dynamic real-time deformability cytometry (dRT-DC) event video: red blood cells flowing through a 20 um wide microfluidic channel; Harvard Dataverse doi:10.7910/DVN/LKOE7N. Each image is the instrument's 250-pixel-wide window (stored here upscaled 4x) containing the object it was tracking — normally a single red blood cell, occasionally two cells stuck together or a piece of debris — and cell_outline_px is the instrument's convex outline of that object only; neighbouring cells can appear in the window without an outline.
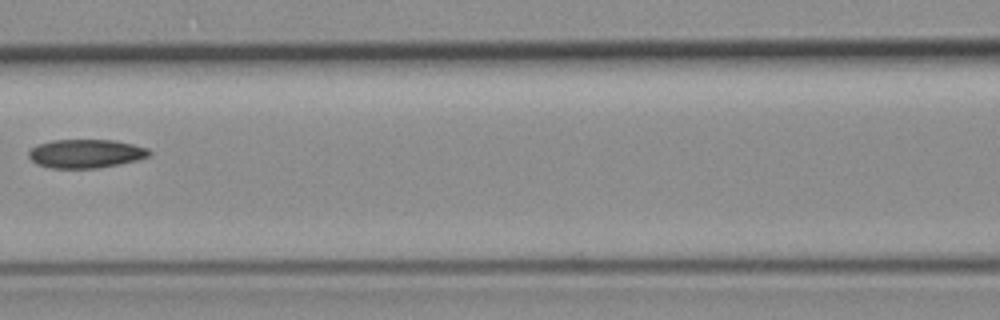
{"species": "common noctule bat (a hibernating species)", "species_latin": "Nyctalus noctula", "temperature_condition": "room temperature", "stored_images_in_passage": 7, "camera_frame_rate_fps": 3000, "um_per_image_px": 0.085, "animal": {"sex": "female", "body_mass_g": 19.3, "forearm_length_mm": 54.1}, "frame": {"image": 1, "passage_image": 6, "time_ms": 6.667, "image_size_px": [1000, 320], "cell_outline_px": [[152, 152], [148, 156], [136, 160], [96, 168], [52, 168], [36, 164], [28, 156], [28, 152], [36, 144], [52, 140], [116, 140], [148, 148]], "centroid_in_image_um": [7.26, 13.05], "position_along_channel_um": 159.3, "area_um2": 20.06}}
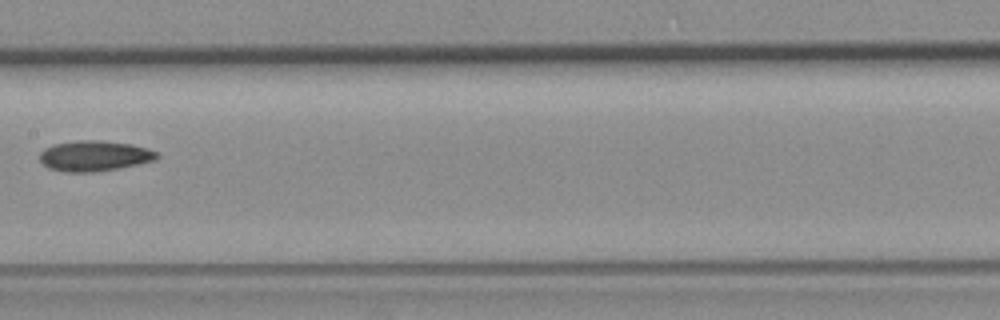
{"frame": {"image": 2, "passage_image": 7, "time_ms": 7.667, "image_size_px": [1000, 320], "cell_outline_px": [[160, 156], [156, 160], [96, 172], [68, 172], [48, 168], [40, 160], [40, 152], [44, 148], [52, 144], [76, 140], [100, 140], [132, 144], [148, 148], [156, 152]], "centroid_in_image_um": [8.01, 13.24], "position_along_channel_um": 199.4, "area_um2": 20.87}}